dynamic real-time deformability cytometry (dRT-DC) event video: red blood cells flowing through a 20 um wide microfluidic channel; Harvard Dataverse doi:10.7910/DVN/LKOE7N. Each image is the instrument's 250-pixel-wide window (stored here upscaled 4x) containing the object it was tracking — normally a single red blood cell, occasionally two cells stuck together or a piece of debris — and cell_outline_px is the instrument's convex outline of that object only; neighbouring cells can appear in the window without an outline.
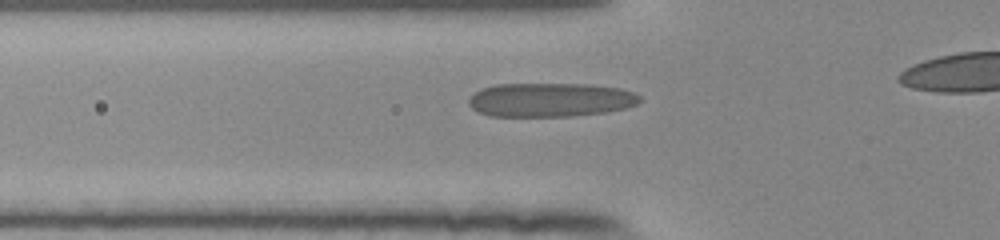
{"species": "human", "species_latin": "Homo sapiens", "temperature_condition": "room temperature", "stored_images_in_passage": 39, "camera_frame_rate_fps": 3000, "um_per_image_px": 0.085, "donor": {"sex": "female"}, "frame": {"image": 1, "passage_image": 11, "time_ms": 3.333, "image_size_px": [1000, 240], "cell_outline_px": [[644, 100], [636, 104], [624, 108], [608, 112], [572, 116], [488, 116], [476, 112], [468, 104], [468, 100], [476, 92], [484, 88], [496, 84], [588, 84], [620, 88], [636, 92]], "centroid_in_image_um": [46.81, 8.49], "position_along_channel_um": 79.0, "area_um2": 34.1}}
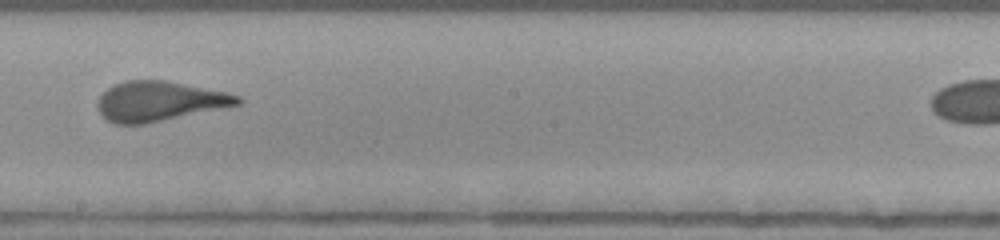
{"frame": {"image": 2, "passage_image": 23, "time_ms": 7.333, "image_size_px": [1000, 240], "cell_outline_px": [[244, 100], [240, 104], [144, 124], [116, 124], [108, 120], [96, 108], [96, 104], [100, 96], [108, 88], [116, 84], [128, 80], [164, 80], [228, 92], [240, 96]], "centroid_in_image_um": [13.54, 8.6], "position_along_channel_um": 234.7, "area_um2": 32.19}}
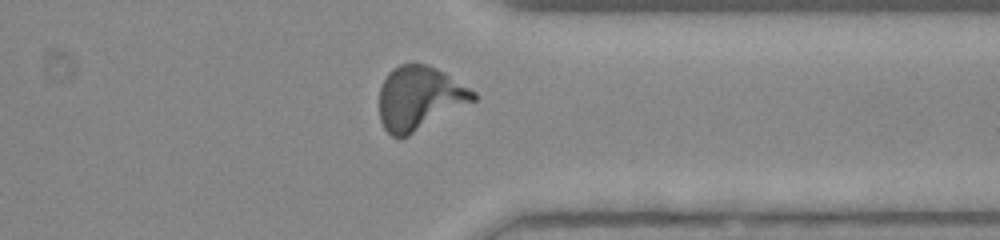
{"frame": {"image": 3, "passage_image": 34, "time_ms": 11.0, "image_size_px": [1000, 240], "cell_outline_px": [[476, 100], [408, 136], [400, 140], [392, 136], [384, 128], [380, 120], [380, 88], [388, 72], [392, 68], [400, 64], [428, 64], [444, 72], [476, 92]], "centroid_in_image_um": [35.64, 8.35], "position_along_channel_um": 375.8, "area_um2": 34.91}}